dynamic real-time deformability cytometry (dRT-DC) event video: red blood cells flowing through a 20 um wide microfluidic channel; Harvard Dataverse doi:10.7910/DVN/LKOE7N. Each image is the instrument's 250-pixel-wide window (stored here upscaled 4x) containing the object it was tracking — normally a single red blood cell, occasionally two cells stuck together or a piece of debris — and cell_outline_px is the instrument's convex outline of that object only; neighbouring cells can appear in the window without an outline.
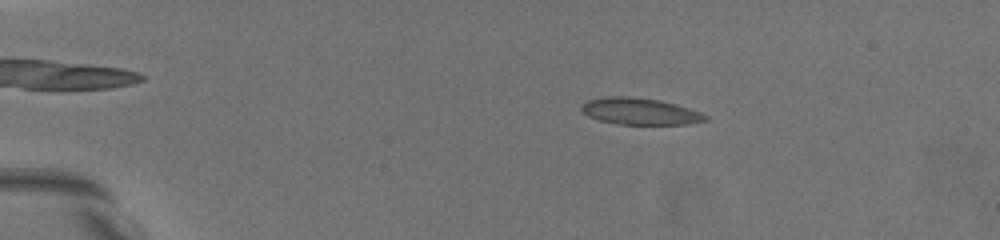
{"species": "common noctule bat (a hibernating species)", "species_latin": "Nyctalus noctula", "temperature_condition": "warm", "stored_images_in_passage": 33, "camera_frame_rate_fps": 3000, "um_per_image_px": 0.085, "animal": {"sex": "female", "body_mass_g": 19.5, "forearm_length_mm": 54.1}, "frame": {"image": 1, "passage_image": 16, "time_ms": 3.667, "image_size_px": [1000, 240], "cell_outline_px": [[708, 120], [688, 124], [616, 124], [600, 120], [588, 116], [580, 108], [580, 104], [584, 100], [612, 96], [624, 96], [656, 100], [676, 104], [700, 112], [708, 116]], "centroid_in_image_um": [54.36, 9.47], "position_along_channel_um": 30.6, "area_um2": 19.13}}
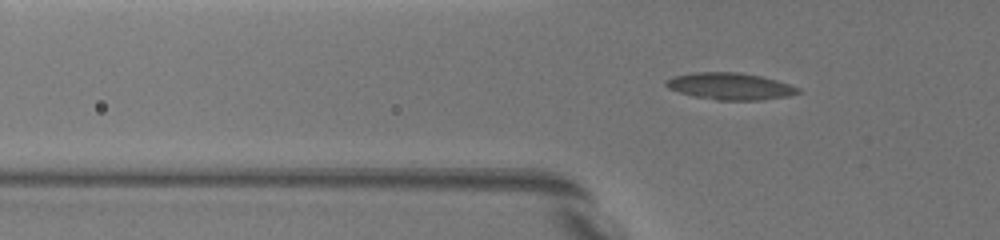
{"frame": {"image": 2, "passage_image": 28, "time_ms": 6.667, "image_size_px": [1000, 240], "cell_outline_px": [[800, 92], [788, 96], [760, 100], [716, 100], [692, 96], [668, 88], [664, 84], [668, 80], [676, 76], [696, 72], [736, 72], [760, 76], [776, 80], [800, 88]], "centroid_in_image_um": [62.07, 7.34], "position_along_channel_um": 63.7, "area_um2": 20.4}}
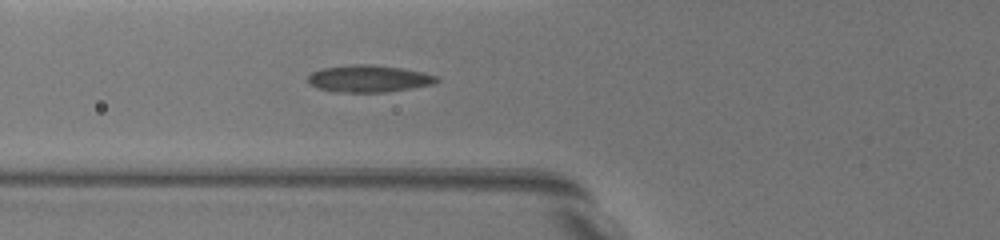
{"frame": {"image": 3, "passage_image": 32, "time_ms": 7.667, "image_size_px": [1000, 240], "cell_outline_px": [[440, 80], [432, 84], [384, 92], [336, 92], [320, 88], [312, 84], [308, 80], [308, 76], [312, 72], [320, 68], [352, 64], [372, 64], [400, 68], [420, 72], [436, 76]], "centroid_in_image_um": [31.31, 6.67], "position_along_channel_um": 94.5, "area_um2": 19.94}}